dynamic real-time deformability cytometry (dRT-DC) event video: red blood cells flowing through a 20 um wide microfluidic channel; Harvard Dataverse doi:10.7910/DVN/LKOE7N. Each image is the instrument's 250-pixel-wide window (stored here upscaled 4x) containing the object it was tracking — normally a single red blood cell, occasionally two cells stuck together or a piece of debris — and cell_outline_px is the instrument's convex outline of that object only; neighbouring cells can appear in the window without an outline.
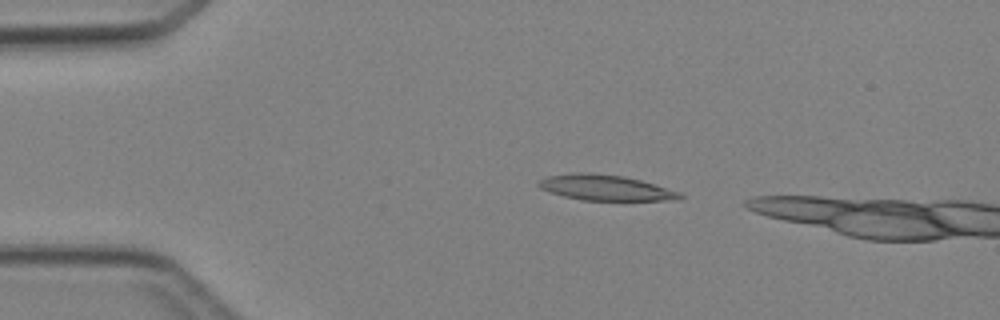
{"species": "Egyptian fruit bat (a non-hibernating species)", "species_latin": "Rousettus aegyptiacus", "temperature_condition": "cold", "stored_images_in_passage": 3, "camera_frame_rate_fps": 3000, "um_per_image_px": 0.085, "animal": {"sex": "female"}, "frame": {"image": 1, "passage_image": 2, "time_ms": 1.0, "image_size_px": [1000, 320], "cell_outline_px": [[684, 196], [680, 200], [580, 200], [564, 196], [540, 188], [536, 184], [540, 180], [548, 176], [576, 172], [588, 172], [624, 176], [640, 180], [680, 192]], "centroid_in_image_um": [51.47, 15.95], "position_along_channel_um": 33.5, "area_um2": 20.92}}